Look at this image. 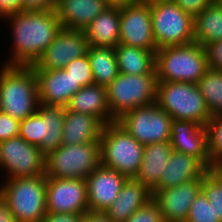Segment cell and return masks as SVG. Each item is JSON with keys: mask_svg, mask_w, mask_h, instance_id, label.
Here are the masks:
<instances>
[{"mask_svg": "<svg viewBox=\"0 0 222 222\" xmlns=\"http://www.w3.org/2000/svg\"><path fill=\"white\" fill-rule=\"evenodd\" d=\"M5 20L11 26L13 52L4 65H34L62 29L55 9L43 12L21 11Z\"/></svg>", "mask_w": 222, "mask_h": 222, "instance_id": "1", "label": "cell"}, {"mask_svg": "<svg viewBox=\"0 0 222 222\" xmlns=\"http://www.w3.org/2000/svg\"><path fill=\"white\" fill-rule=\"evenodd\" d=\"M0 111L19 121L37 112V79L31 66L0 67Z\"/></svg>", "mask_w": 222, "mask_h": 222, "instance_id": "2", "label": "cell"}, {"mask_svg": "<svg viewBox=\"0 0 222 222\" xmlns=\"http://www.w3.org/2000/svg\"><path fill=\"white\" fill-rule=\"evenodd\" d=\"M208 69L205 47L197 42L156 51L157 81L197 84Z\"/></svg>", "mask_w": 222, "mask_h": 222, "instance_id": "3", "label": "cell"}, {"mask_svg": "<svg viewBox=\"0 0 222 222\" xmlns=\"http://www.w3.org/2000/svg\"><path fill=\"white\" fill-rule=\"evenodd\" d=\"M99 144L102 166L116 170L128 179L136 177L145 145L132 137L117 121L104 126Z\"/></svg>", "mask_w": 222, "mask_h": 222, "instance_id": "4", "label": "cell"}, {"mask_svg": "<svg viewBox=\"0 0 222 222\" xmlns=\"http://www.w3.org/2000/svg\"><path fill=\"white\" fill-rule=\"evenodd\" d=\"M0 196L7 203L16 222H42L46 215V177H4Z\"/></svg>", "mask_w": 222, "mask_h": 222, "instance_id": "5", "label": "cell"}, {"mask_svg": "<svg viewBox=\"0 0 222 222\" xmlns=\"http://www.w3.org/2000/svg\"><path fill=\"white\" fill-rule=\"evenodd\" d=\"M155 102L172 120L206 126L212 117L197 84L157 81Z\"/></svg>", "mask_w": 222, "mask_h": 222, "instance_id": "6", "label": "cell"}, {"mask_svg": "<svg viewBox=\"0 0 222 222\" xmlns=\"http://www.w3.org/2000/svg\"><path fill=\"white\" fill-rule=\"evenodd\" d=\"M100 164L99 142L61 144L46 155L45 177L87 179Z\"/></svg>", "mask_w": 222, "mask_h": 222, "instance_id": "7", "label": "cell"}, {"mask_svg": "<svg viewBox=\"0 0 222 222\" xmlns=\"http://www.w3.org/2000/svg\"><path fill=\"white\" fill-rule=\"evenodd\" d=\"M156 74L119 73L106 87L111 116L117 121L125 113L156 101Z\"/></svg>", "mask_w": 222, "mask_h": 222, "instance_id": "8", "label": "cell"}, {"mask_svg": "<svg viewBox=\"0 0 222 222\" xmlns=\"http://www.w3.org/2000/svg\"><path fill=\"white\" fill-rule=\"evenodd\" d=\"M152 30L157 49L194 42V17L174 1L150 4Z\"/></svg>", "mask_w": 222, "mask_h": 222, "instance_id": "9", "label": "cell"}, {"mask_svg": "<svg viewBox=\"0 0 222 222\" xmlns=\"http://www.w3.org/2000/svg\"><path fill=\"white\" fill-rule=\"evenodd\" d=\"M65 106L39 104L37 112L20 121V134L47 155L62 144Z\"/></svg>", "mask_w": 222, "mask_h": 222, "instance_id": "10", "label": "cell"}, {"mask_svg": "<svg viewBox=\"0 0 222 222\" xmlns=\"http://www.w3.org/2000/svg\"><path fill=\"white\" fill-rule=\"evenodd\" d=\"M117 122L143 145L170 141L172 117L156 102L125 113Z\"/></svg>", "mask_w": 222, "mask_h": 222, "instance_id": "11", "label": "cell"}, {"mask_svg": "<svg viewBox=\"0 0 222 222\" xmlns=\"http://www.w3.org/2000/svg\"><path fill=\"white\" fill-rule=\"evenodd\" d=\"M45 160L38 146L20 136L0 141V165L6 179L45 175Z\"/></svg>", "mask_w": 222, "mask_h": 222, "instance_id": "12", "label": "cell"}, {"mask_svg": "<svg viewBox=\"0 0 222 222\" xmlns=\"http://www.w3.org/2000/svg\"><path fill=\"white\" fill-rule=\"evenodd\" d=\"M119 44L157 50L150 4L138 0L120 7Z\"/></svg>", "mask_w": 222, "mask_h": 222, "instance_id": "13", "label": "cell"}, {"mask_svg": "<svg viewBox=\"0 0 222 222\" xmlns=\"http://www.w3.org/2000/svg\"><path fill=\"white\" fill-rule=\"evenodd\" d=\"M89 44L84 30H68L62 28L32 65V69H63L69 62L87 54Z\"/></svg>", "mask_w": 222, "mask_h": 222, "instance_id": "14", "label": "cell"}, {"mask_svg": "<svg viewBox=\"0 0 222 222\" xmlns=\"http://www.w3.org/2000/svg\"><path fill=\"white\" fill-rule=\"evenodd\" d=\"M46 208L53 213L88 212L86 179L46 177Z\"/></svg>", "mask_w": 222, "mask_h": 222, "instance_id": "15", "label": "cell"}, {"mask_svg": "<svg viewBox=\"0 0 222 222\" xmlns=\"http://www.w3.org/2000/svg\"><path fill=\"white\" fill-rule=\"evenodd\" d=\"M202 180L203 177L173 188L152 191V199L165 222H185L193 200L202 191Z\"/></svg>", "mask_w": 222, "mask_h": 222, "instance_id": "16", "label": "cell"}, {"mask_svg": "<svg viewBox=\"0 0 222 222\" xmlns=\"http://www.w3.org/2000/svg\"><path fill=\"white\" fill-rule=\"evenodd\" d=\"M170 143L176 152L198 159L208 170L216 168L208 153L205 125L184 120H172Z\"/></svg>", "mask_w": 222, "mask_h": 222, "instance_id": "17", "label": "cell"}, {"mask_svg": "<svg viewBox=\"0 0 222 222\" xmlns=\"http://www.w3.org/2000/svg\"><path fill=\"white\" fill-rule=\"evenodd\" d=\"M127 179L116 170L100 164L86 179L89 211H106L117 199Z\"/></svg>", "mask_w": 222, "mask_h": 222, "instance_id": "18", "label": "cell"}, {"mask_svg": "<svg viewBox=\"0 0 222 222\" xmlns=\"http://www.w3.org/2000/svg\"><path fill=\"white\" fill-rule=\"evenodd\" d=\"M37 79L39 103L66 106L70 98L81 88L64 69H33Z\"/></svg>", "mask_w": 222, "mask_h": 222, "instance_id": "19", "label": "cell"}, {"mask_svg": "<svg viewBox=\"0 0 222 222\" xmlns=\"http://www.w3.org/2000/svg\"><path fill=\"white\" fill-rule=\"evenodd\" d=\"M107 7L105 0H56L55 11L62 28L84 30Z\"/></svg>", "mask_w": 222, "mask_h": 222, "instance_id": "20", "label": "cell"}, {"mask_svg": "<svg viewBox=\"0 0 222 222\" xmlns=\"http://www.w3.org/2000/svg\"><path fill=\"white\" fill-rule=\"evenodd\" d=\"M207 171L208 169L198 159L173 150L158 186L153 191L173 188L200 179Z\"/></svg>", "mask_w": 222, "mask_h": 222, "instance_id": "21", "label": "cell"}, {"mask_svg": "<svg viewBox=\"0 0 222 222\" xmlns=\"http://www.w3.org/2000/svg\"><path fill=\"white\" fill-rule=\"evenodd\" d=\"M105 124L96 116L65 110L62 144L99 142Z\"/></svg>", "mask_w": 222, "mask_h": 222, "instance_id": "22", "label": "cell"}, {"mask_svg": "<svg viewBox=\"0 0 222 222\" xmlns=\"http://www.w3.org/2000/svg\"><path fill=\"white\" fill-rule=\"evenodd\" d=\"M152 199V192L135 178L124 183L117 199L104 213L113 222H125L137 209Z\"/></svg>", "mask_w": 222, "mask_h": 222, "instance_id": "23", "label": "cell"}, {"mask_svg": "<svg viewBox=\"0 0 222 222\" xmlns=\"http://www.w3.org/2000/svg\"><path fill=\"white\" fill-rule=\"evenodd\" d=\"M65 107L70 111L96 116L105 125L116 121L109 110L105 86L93 84L80 88Z\"/></svg>", "mask_w": 222, "mask_h": 222, "instance_id": "24", "label": "cell"}, {"mask_svg": "<svg viewBox=\"0 0 222 222\" xmlns=\"http://www.w3.org/2000/svg\"><path fill=\"white\" fill-rule=\"evenodd\" d=\"M120 7L109 6L85 29L89 46L115 48L120 36Z\"/></svg>", "mask_w": 222, "mask_h": 222, "instance_id": "25", "label": "cell"}, {"mask_svg": "<svg viewBox=\"0 0 222 222\" xmlns=\"http://www.w3.org/2000/svg\"><path fill=\"white\" fill-rule=\"evenodd\" d=\"M172 151L170 141L145 145L143 160L135 179L152 192L158 186Z\"/></svg>", "mask_w": 222, "mask_h": 222, "instance_id": "26", "label": "cell"}, {"mask_svg": "<svg viewBox=\"0 0 222 222\" xmlns=\"http://www.w3.org/2000/svg\"><path fill=\"white\" fill-rule=\"evenodd\" d=\"M156 51L118 44L115 47L119 73L144 75L156 74Z\"/></svg>", "mask_w": 222, "mask_h": 222, "instance_id": "27", "label": "cell"}, {"mask_svg": "<svg viewBox=\"0 0 222 222\" xmlns=\"http://www.w3.org/2000/svg\"><path fill=\"white\" fill-rule=\"evenodd\" d=\"M194 42L201 46L222 40V6L217 2L194 17Z\"/></svg>", "mask_w": 222, "mask_h": 222, "instance_id": "28", "label": "cell"}, {"mask_svg": "<svg viewBox=\"0 0 222 222\" xmlns=\"http://www.w3.org/2000/svg\"><path fill=\"white\" fill-rule=\"evenodd\" d=\"M87 56L94 83L107 87L119 74L115 48L89 46Z\"/></svg>", "mask_w": 222, "mask_h": 222, "instance_id": "29", "label": "cell"}, {"mask_svg": "<svg viewBox=\"0 0 222 222\" xmlns=\"http://www.w3.org/2000/svg\"><path fill=\"white\" fill-rule=\"evenodd\" d=\"M201 95L204 97L206 106L215 116L222 113V71L208 69L197 82Z\"/></svg>", "mask_w": 222, "mask_h": 222, "instance_id": "30", "label": "cell"}, {"mask_svg": "<svg viewBox=\"0 0 222 222\" xmlns=\"http://www.w3.org/2000/svg\"><path fill=\"white\" fill-rule=\"evenodd\" d=\"M202 192L210 201L215 216L222 222V171L216 167L203 176Z\"/></svg>", "mask_w": 222, "mask_h": 222, "instance_id": "31", "label": "cell"}, {"mask_svg": "<svg viewBox=\"0 0 222 222\" xmlns=\"http://www.w3.org/2000/svg\"><path fill=\"white\" fill-rule=\"evenodd\" d=\"M205 127L211 163L219 167L222 164V113L212 116Z\"/></svg>", "mask_w": 222, "mask_h": 222, "instance_id": "32", "label": "cell"}, {"mask_svg": "<svg viewBox=\"0 0 222 222\" xmlns=\"http://www.w3.org/2000/svg\"><path fill=\"white\" fill-rule=\"evenodd\" d=\"M63 69L81 88L95 84L87 54L69 62Z\"/></svg>", "mask_w": 222, "mask_h": 222, "instance_id": "33", "label": "cell"}, {"mask_svg": "<svg viewBox=\"0 0 222 222\" xmlns=\"http://www.w3.org/2000/svg\"><path fill=\"white\" fill-rule=\"evenodd\" d=\"M185 222H220L202 191L193 200Z\"/></svg>", "mask_w": 222, "mask_h": 222, "instance_id": "34", "label": "cell"}, {"mask_svg": "<svg viewBox=\"0 0 222 222\" xmlns=\"http://www.w3.org/2000/svg\"><path fill=\"white\" fill-rule=\"evenodd\" d=\"M125 222H165L158 205L151 199L146 205L137 209Z\"/></svg>", "mask_w": 222, "mask_h": 222, "instance_id": "35", "label": "cell"}, {"mask_svg": "<svg viewBox=\"0 0 222 222\" xmlns=\"http://www.w3.org/2000/svg\"><path fill=\"white\" fill-rule=\"evenodd\" d=\"M20 121L0 111V141L18 137Z\"/></svg>", "mask_w": 222, "mask_h": 222, "instance_id": "36", "label": "cell"}, {"mask_svg": "<svg viewBox=\"0 0 222 222\" xmlns=\"http://www.w3.org/2000/svg\"><path fill=\"white\" fill-rule=\"evenodd\" d=\"M207 54L208 67L222 71V40L208 43L204 46Z\"/></svg>", "mask_w": 222, "mask_h": 222, "instance_id": "37", "label": "cell"}, {"mask_svg": "<svg viewBox=\"0 0 222 222\" xmlns=\"http://www.w3.org/2000/svg\"><path fill=\"white\" fill-rule=\"evenodd\" d=\"M178 7L193 17L198 15L204 8L212 5L216 0H174Z\"/></svg>", "mask_w": 222, "mask_h": 222, "instance_id": "38", "label": "cell"}, {"mask_svg": "<svg viewBox=\"0 0 222 222\" xmlns=\"http://www.w3.org/2000/svg\"><path fill=\"white\" fill-rule=\"evenodd\" d=\"M56 0H22V11L43 12L55 9Z\"/></svg>", "mask_w": 222, "mask_h": 222, "instance_id": "39", "label": "cell"}, {"mask_svg": "<svg viewBox=\"0 0 222 222\" xmlns=\"http://www.w3.org/2000/svg\"><path fill=\"white\" fill-rule=\"evenodd\" d=\"M85 213L46 212L42 222H83Z\"/></svg>", "mask_w": 222, "mask_h": 222, "instance_id": "40", "label": "cell"}, {"mask_svg": "<svg viewBox=\"0 0 222 222\" xmlns=\"http://www.w3.org/2000/svg\"><path fill=\"white\" fill-rule=\"evenodd\" d=\"M22 11V0H0V19Z\"/></svg>", "mask_w": 222, "mask_h": 222, "instance_id": "41", "label": "cell"}, {"mask_svg": "<svg viewBox=\"0 0 222 222\" xmlns=\"http://www.w3.org/2000/svg\"><path fill=\"white\" fill-rule=\"evenodd\" d=\"M83 222H113L104 212H92L85 213Z\"/></svg>", "mask_w": 222, "mask_h": 222, "instance_id": "42", "label": "cell"}, {"mask_svg": "<svg viewBox=\"0 0 222 222\" xmlns=\"http://www.w3.org/2000/svg\"><path fill=\"white\" fill-rule=\"evenodd\" d=\"M0 222H16L15 217L8 208L7 203L0 196Z\"/></svg>", "mask_w": 222, "mask_h": 222, "instance_id": "43", "label": "cell"}, {"mask_svg": "<svg viewBox=\"0 0 222 222\" xmlns=\"http://www.w3.org/2000/svg\"><path fill=\"white\" fill-rule=\"evenodd\" d=\"M138 0H105V2L109 5V6H124V5H128L130 3H134Z\"/></svg>", "mask_w": 222, "mask_h": 222, "instance_id": "44", "label": "cell"}, {"mask_svg": "<svg viewBox=\"0 0 222 222\" xmlns=\"http://www.w3.org/2000/svg\"><path fill=\"white\" fill-rule=\"evenodd\" d=\"M145 3H148V4H155V3H158V2H165V1H174V0H141Z\"/></svg>", "mask_w": 222, "mask_h": 222, "instance_id": "45", "label": "cell"}, {"mask_svg": "<svg viewBox=\"0 0 222 222\" xmlns=\"http://www.w3.org/2000/svg\"><path fill=\"white\" fill-rule=\"evenodd\" d=\"M216 2H217L220 6H222V0H216Z\"/></svg>", "mask_w": 222, "mask_h": 222, "instance_id": "46", "label": "cell"}, {"mask_svg": "<svg viewBox=\"0 0 222 222\" xmlns=\"http://www.w3.org/2000/svg\"><path fill=\"white\" fill-rule=\"evenodd\" d=\"M218 168L222 171V164Z\"/></svg>", "mask_w": 222, "mask_h": 222, "instance_id": "47", "label": "cell"}]
</instances>
